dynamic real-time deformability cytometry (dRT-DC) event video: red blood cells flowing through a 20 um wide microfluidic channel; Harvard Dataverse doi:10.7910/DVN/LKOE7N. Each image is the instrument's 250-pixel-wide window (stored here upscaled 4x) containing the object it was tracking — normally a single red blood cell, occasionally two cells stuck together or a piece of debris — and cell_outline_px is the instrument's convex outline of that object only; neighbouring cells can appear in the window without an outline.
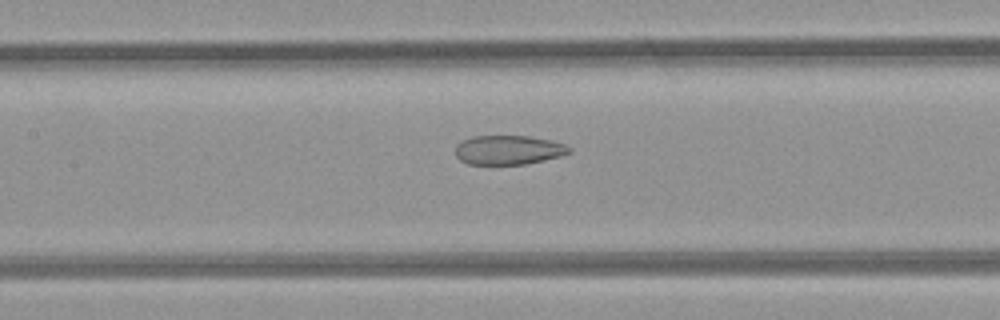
{"species": "common noctule bat (a hibernating species)", "species_latin": "Nyctalus noctula", "temperature_condition": "room temperature", "stored_images_in_passage": 32, "camera_frame_rate_fps": 3000, "um_per_image_px": 0.085, "animal": {"sex": "female", "body_mass_g": 21.9}, "frame": {"image": 1, "passage_image": 11, "time_ms": 3.333, "image_size_px": [1000, 320], "cell_outline_px": [[572, 152], [560, 156], [544, 160], [524, 164], [468, 164], [460, 160], [456, 156], [456, 144], [472, 136], [528, 136], [552, 140], [564, 144], [572, 148]], "centroid_in_image_um": [43.23, 12.74], "position_along_channel_um": 164.2, "area_um2": 19.42}}
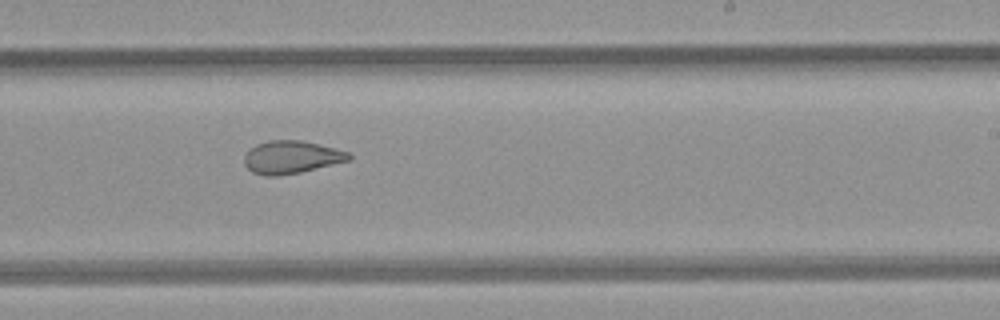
{"frame": {"image": 2, "passage_image": 18, "time_ms": 5.667, "image_size_px": [1000, 320], "cell_outline_px": [[352, 160], [300, 172], [276, 176], [264, 176], [252, 172], [244, 164], [244, 156], [256, 144], [268, 140], [300, 140], [348, 152], [352, 156]], "centroid_in_image_um": [24.75, 13.37], "position_along_channel_um": 264.2, "area_um2": 19.83}}
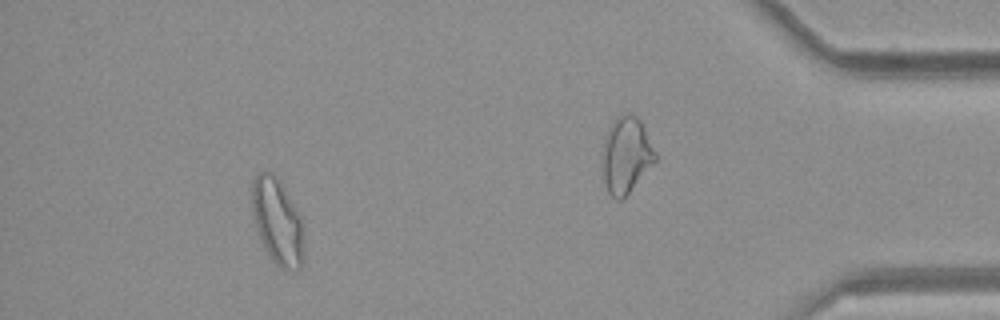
{"frame": {"image": 3, "passage_image": 27, "time_ms": 8.667, "image_size_px": [1000, 320], "cell_outline_px": [[304, 248], [300, 268], [280, 268], [272, 260], [264, 248], [256, 228], [252, 212], [252, 180], [260, 172], [272, 172], [280, 180], [300, 216]], "centroid_in_image_um": [23.56, 18.8], "position_along_channel_um": 411.6, "area_um2": 25.66}, "authors_computed_cell_mechanics": {"area_um2": 21.7617, "velocity_mm_per_s": 4.3057, "shape_relaxation_time_tau1_ms": null, "shape_relaxation_time_tau2_ms": 1.9084, "deformation_change_tau1": null, "deformation_change_tau2": 0.0937}}